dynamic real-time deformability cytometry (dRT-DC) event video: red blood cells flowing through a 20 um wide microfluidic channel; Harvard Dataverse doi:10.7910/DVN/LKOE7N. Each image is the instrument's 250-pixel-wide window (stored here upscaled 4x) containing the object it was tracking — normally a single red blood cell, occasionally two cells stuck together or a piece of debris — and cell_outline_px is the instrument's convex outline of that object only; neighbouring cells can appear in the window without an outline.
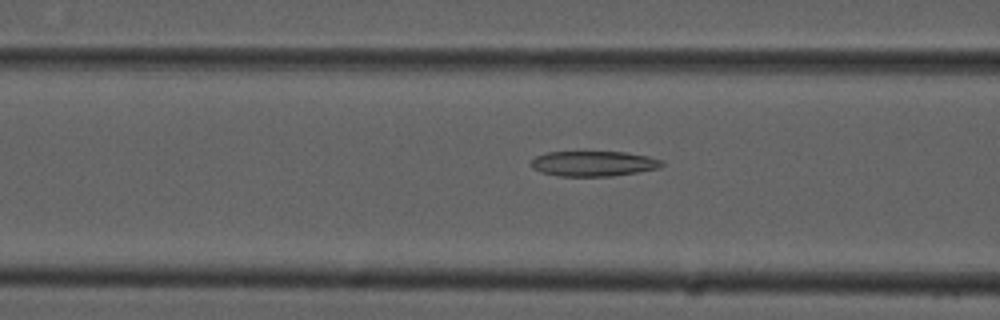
{"species": "common noctule bat (a hibernating species)", "species_latin": "Nyctalus noctula", "temperature_condition": "cold", "stored_images_in_passage": 11, "camera_frame_rate_fps": 3000, "um_per_image_px": 0.085, "animal": {"sex": "male", "forearm_length_mm": 52.5}, "frame": {"image": 1, "passage_image": 5, "time_ms": 1.333, "image_size_px": [1000, 320], "cell_outline_px": [[664, 164], [660, 168], [612, 176], [560, 176], [540, 172], [532, 168], [528, 164], [536, 156], [548, 152], [624, 152], [648, 156], [664, 160]], "centroid_in_image_um": [50.44, 13.91], "position_along_channel_um": 116.2, "area_um2": 19.31}}